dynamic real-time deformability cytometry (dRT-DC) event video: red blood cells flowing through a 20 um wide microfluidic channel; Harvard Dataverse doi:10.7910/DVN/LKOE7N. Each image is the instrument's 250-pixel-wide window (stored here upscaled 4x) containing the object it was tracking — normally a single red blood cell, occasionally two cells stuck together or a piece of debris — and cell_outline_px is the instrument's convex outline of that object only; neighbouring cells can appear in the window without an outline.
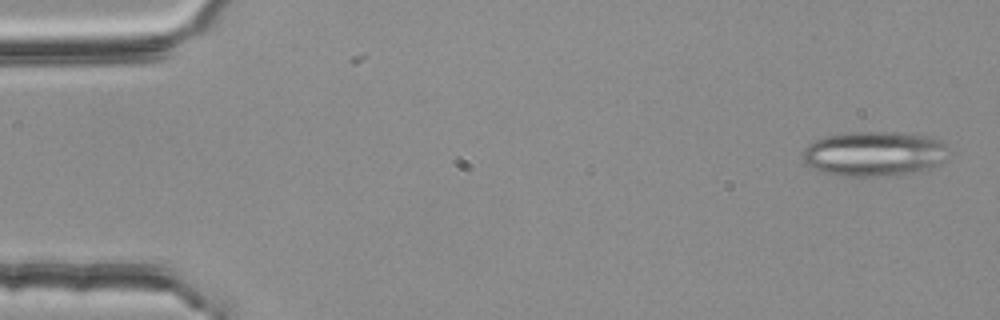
{"species": "common noctule bat (a hibernating species)", "species_latin": "Nyctalus noctula", "temperature_condition": "room temperature", "stored_images_in_passage": 15, "camera_frame_rate_fps": 3000, "um_per_image_px": 0.085, "animal": {"sex": "female", "body_mass_g": 25.1}, "frame": {"image": 1, "passage_image": 1, "time_ms": 0.0, "image_size_px": [1000, 320], "cell_outline_px": [[948, 148], [944, 160], [932, 168], [912, 172], [880, 176], [844, 176], [820, 172], [812, 168], [804, 160], [804, 148], [808, 144], [824, 136], [848, 132], [892, 132], [928, 136], [944, 144]], "centroid_in_image_um": [74.27, 13.06], "position_along_channel_um": 10.7, "area_um2": 37.86}}